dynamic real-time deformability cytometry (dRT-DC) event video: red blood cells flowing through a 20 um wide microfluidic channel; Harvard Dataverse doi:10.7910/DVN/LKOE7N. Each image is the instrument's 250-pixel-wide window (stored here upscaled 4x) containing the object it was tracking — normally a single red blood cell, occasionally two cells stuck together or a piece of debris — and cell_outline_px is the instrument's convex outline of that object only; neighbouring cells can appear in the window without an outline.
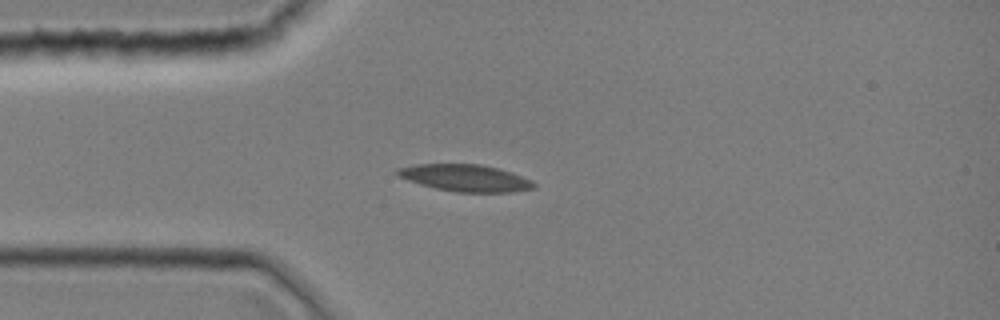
{"species": "common noctule bat (a hibernating species)", "species_latin": "Nyctalus noctula", "temperature_condition": "room temperature", "stored_images_in_passage": 28, "camera_frame_rate_fps": 3000, "um_per_image_px": 0.085, "animal": {"sex": "female", "body_mass_g": 19.0, "forearm_length_mm": 51.5}, "frame": {"image": 1, "passage_image": 1, "time_ms": 0.0, "image_size_px": [1000, 320], "cell_outline_px": [[536, 188], [512, 192], [456, 192], [436, 188], [420, 184], [408, 180], [392, 172], [400, 168], [416, 164], [480, 164], [512, 172], [532, 180], [536, 184]], "centroid_in_image_um": [39.59, 15.13], "position_along_channel_um": 45.4, "area_um2": 21.33}}
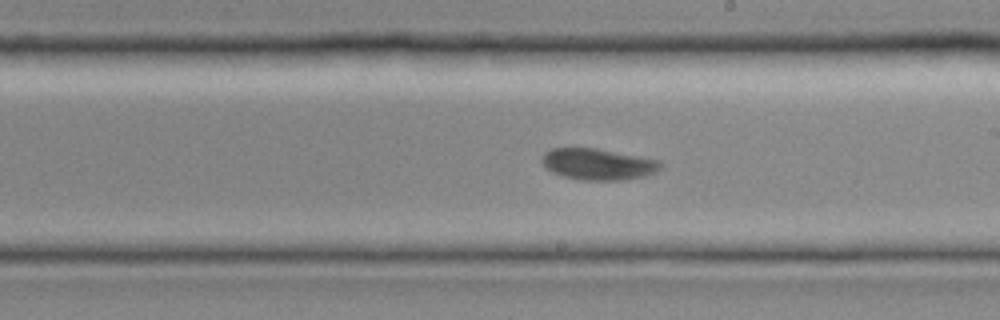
{"frame": {"image": 2, "passage_image": 15, "time_ms": 4.667, "image_size_px": [1000, 320], "cell_outline_px": [[664, 164], [660, 168], [652, 172], [640, 176], [620, 180], [584, 180], [564, 176], [552, 172], [544, 168], [540, 160], [540, 156], [544, 152], [552, 148], [596, 148], [660, 160]], "centroid_in_image_um": [50.75, 13.94], "position_along_channel_um": 238.2, "area_um2": 21.56}}
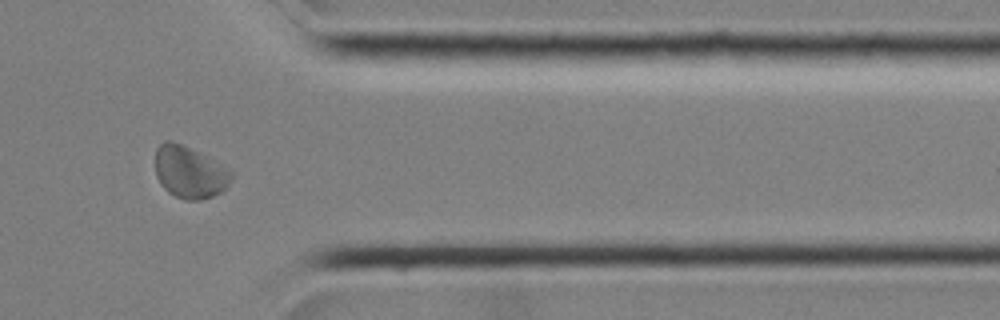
{"frame": {"image": 3, "passage_image": 26, "time_ms": 8.333, "image_size_px": [1000, 320], "cell_outline_px": [[236, 172], [232, 180], [220, 192], [212, 196], [200, 200], [188, 200], [176, 196], [168, 192], [160, 184], [156, 176], [156, 148], [164, 140], [172, 140]], "centroid_in_image_um": [16.11, 14.65], "position_along_channel_um": 395.3, "area_um2": 22.83}}